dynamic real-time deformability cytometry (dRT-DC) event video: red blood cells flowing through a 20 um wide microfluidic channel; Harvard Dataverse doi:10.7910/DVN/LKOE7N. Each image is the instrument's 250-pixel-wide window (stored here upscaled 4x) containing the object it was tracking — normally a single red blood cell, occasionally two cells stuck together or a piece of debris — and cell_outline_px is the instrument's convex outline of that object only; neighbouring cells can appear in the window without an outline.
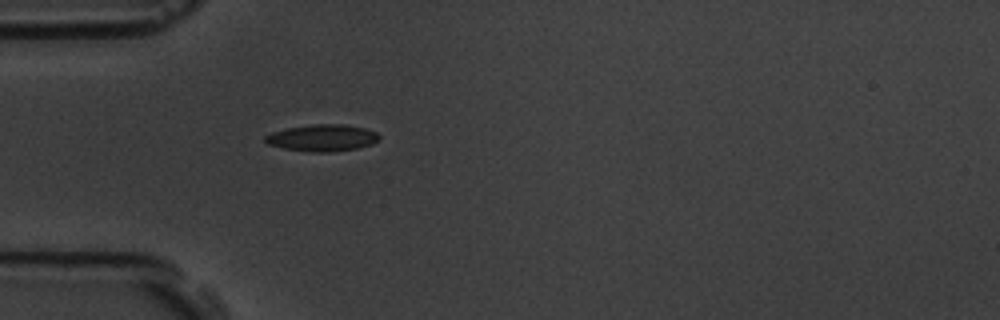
{"species": "common noctule bat (a hibernating species)", "species_latin": "Nyctalus noctula", "temperature_condition": "room temperature", "stored_images_in_passage": 1, "camera_frame_rate_fps": 3000, "um_per_image_px": 0.085, "animal": {"sex": "male", "body_mass_g": 19.5, "forearm_length_mm": 54.6}, "frame": {"image": 1, "passage_image": 1, "time_ms": 0.0, "image_size_px": [1000, 320], "cell_outline_px": [[380, 140], [372, 144], [356, 148], [332, 152], [312, 152], [284, 148], [268, 144], [264, 140], [264, 136], [272, 132], [288, 128], [312, 124], [344, 124], [364, 128], [376, 132], [380, 136]], "centroid_in_image_um": [27.41, 11.71], "position_along_channel_um": 57.6, "area_um2": 17.74}}